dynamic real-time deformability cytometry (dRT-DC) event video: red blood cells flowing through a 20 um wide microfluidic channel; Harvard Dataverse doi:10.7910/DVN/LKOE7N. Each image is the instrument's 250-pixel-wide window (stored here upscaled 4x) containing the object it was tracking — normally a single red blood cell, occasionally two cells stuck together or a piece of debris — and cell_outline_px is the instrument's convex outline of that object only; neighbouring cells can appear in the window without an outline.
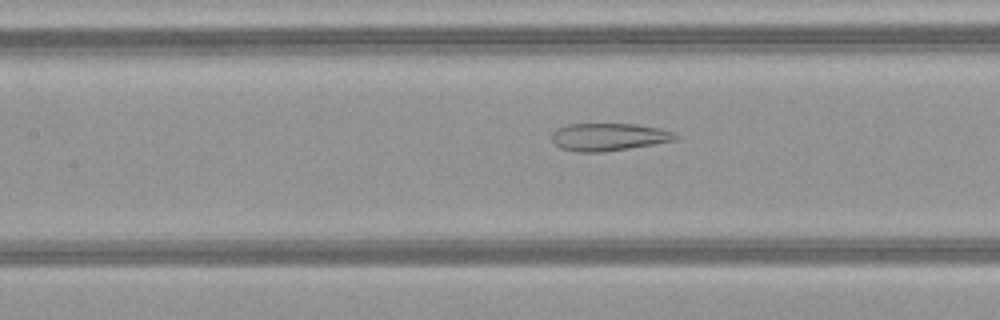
{"species": "common noctule bat (a hibernating species)", "species_latin": "Nyctalus noctula", "temperature_condition": "warm", "stored_images_in_passage": 50, "camera_frame_rate_fps": 3000, "um_per_image_px": 0.085, "animal": {"sex": "female", "body_mass_g": 21.9}, "frame": {"image": 1, "passage_image": 23, "time_ms": 7.333, "image_size_px": [1000, 320], "cell_outline_px": [[680, 136], [676, 140], [604, 152], [576, 152], [560, 148], [552, 140], [552, 132], [556, 128], [568, 124], [636, 124], [660, 128], [672, 132]], "centroid_in_image_um": [51.71, 11.64], "position_along_channel_um": 155.7, "area_um2": 19.88}}
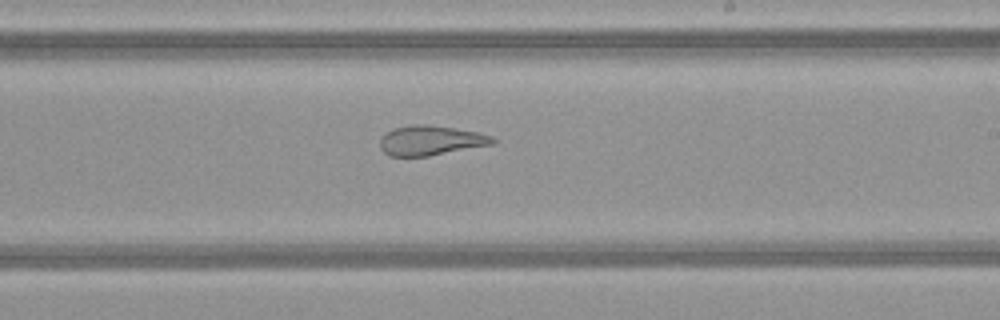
{"frame": {"image": 2, "passage_image": 30, "time_ms": 9.667, "image_size_px": [1000, 320], "cell_outline_px": [[500, 140], [492, 144], [428, 156], [388, 156], [380, 148], [380, 140], [392, 128], [412, 124], [428, 124], [456, 128], [476, 132], [492, 136]], "centroid_in_image_um": [36.61, 11.93], "position_along_channel_um": 252.4, "area_um2": 19.54}}
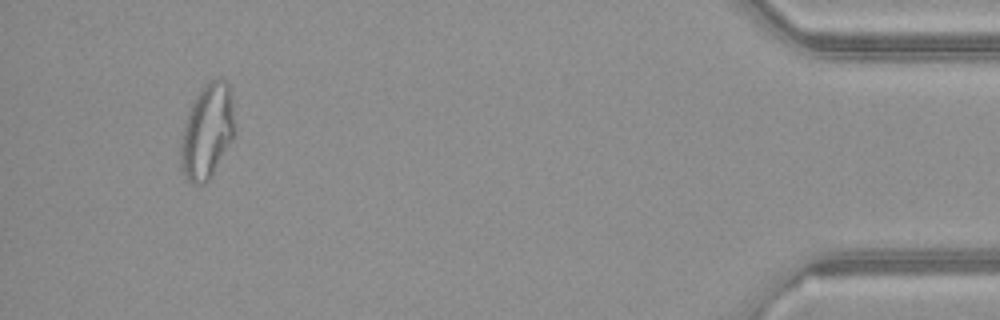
{"frame": {"image": 3, "passage_image": 47, "time_ms": 15.333, "image_size_px": [1000, 320], "cell_outline_px": [[236, 132], [232, 140], [212, 176], [204, 184], [192, 184], [184, 176], [180, 168], [180, 140], [184, 124], [188, 112], [200, 88], [208, 80], [220, 76], [228, 80], [232, 96], [236, 128]], "centroid_in_image_um": [17.63, 11.13], "position_along_channel_um": 417.6, "area_um2": 30.69}, "authors_computed_cell_mechanics": {"area_um2": 27.3683, "velocity_mm_per_s": 4.1559, "shape_relaxation_time_tau1_ms": null, "shape_relaxation_time_tau2_ms": 1.2197, "deformation_change_tau1": null, "deformation_change_tau2": 0.0982}}